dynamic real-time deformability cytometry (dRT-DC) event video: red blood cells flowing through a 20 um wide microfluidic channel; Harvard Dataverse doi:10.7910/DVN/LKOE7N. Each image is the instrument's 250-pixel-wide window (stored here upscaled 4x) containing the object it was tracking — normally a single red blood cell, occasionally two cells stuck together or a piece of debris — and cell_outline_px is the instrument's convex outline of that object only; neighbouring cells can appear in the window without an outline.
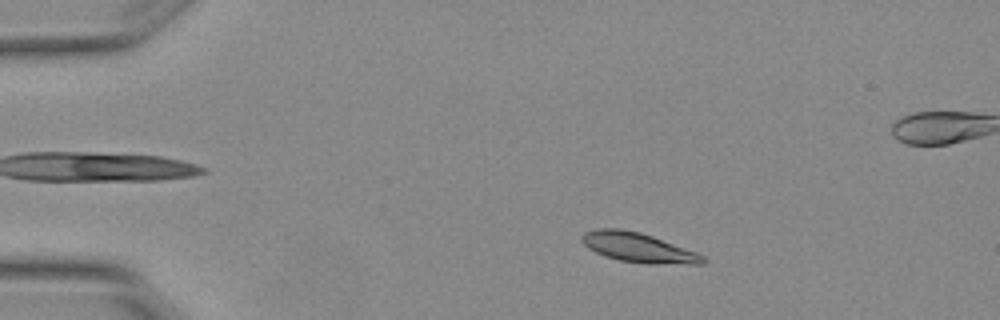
{"species": "Egyptian fruit bat (a non-hibernating species)", "species_latin": "Rousettus aegyptiacus", "temperature_condition": "warm", "stored_images_in_passage": 6, "camera_frame_rate_fps": 3000, "um_per_image_px": 0.085, "animal": {"sex": "female"}, "frame": {"image": 1, "passage_image": 2, "time_ms": 0.333, "image_size_px": [1000, 320], "cell_outline_px": [[708, 260], [704, 264], [648, 264], [620, 260], [596, 252], [588, 248], [580, 240], [580, 236], [584, 232], [596, 228], [620, 228], [640, 232], [652, 236], [696, 252], [704, 256]], "centroid_in_image_um": [54.25, 21.04], "position_along_channel_um": 30.7, "area_um2": 20.87}}
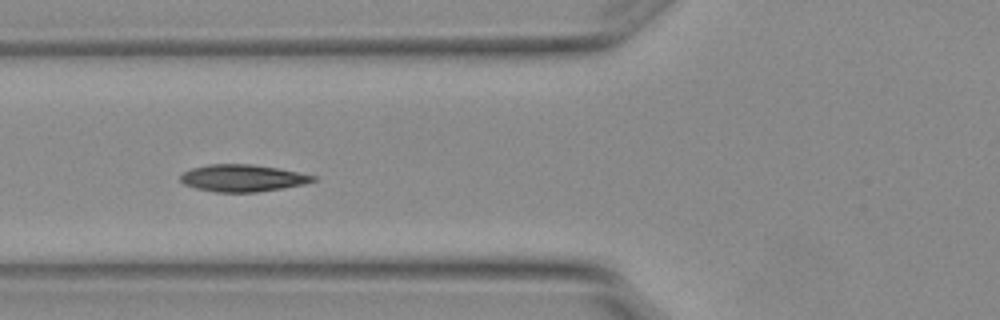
{"frame": {"image": 2, "passage_image": 5, "time_ms": 1.333, "image_size_px": [1000, 320], "cell_outline_px": [[316, 180], [304, 184], [284, 188], [256, 192], [216, 192], [196, 188], [184, 184], [180, 180], [180, 176], [184, 172], [192, 168], [208, 164], [252, 164], [276, 168], [316, 176]], "centroid_in_image_um": [20.6, 15.14], "position_along_channel_um": 105.2, "area_um2": 20.75}}
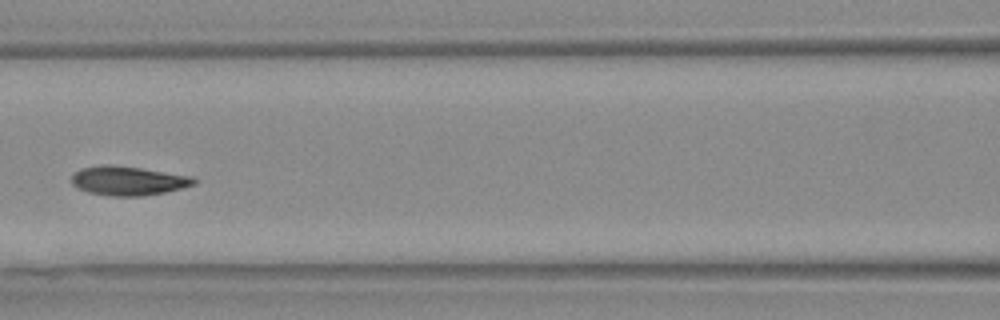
{"frame": {"image": 3, "passage_image": 6, "time_ms": 1.667, "image_size_px": [1000, 320], "cell_outline_px": [[196, 184], [164, 192], [144, 196], [112, 196], [88, 192], [76, 188], [72, 184], [72, 176], [80, 168], [104, 164], [108, 164], [140, 168], [192, 176], [196, 180]], "centroid_in_image_um": [10.87, 15.36], "position_along_channel_um": 155.7, "area_um2": 20.69}}